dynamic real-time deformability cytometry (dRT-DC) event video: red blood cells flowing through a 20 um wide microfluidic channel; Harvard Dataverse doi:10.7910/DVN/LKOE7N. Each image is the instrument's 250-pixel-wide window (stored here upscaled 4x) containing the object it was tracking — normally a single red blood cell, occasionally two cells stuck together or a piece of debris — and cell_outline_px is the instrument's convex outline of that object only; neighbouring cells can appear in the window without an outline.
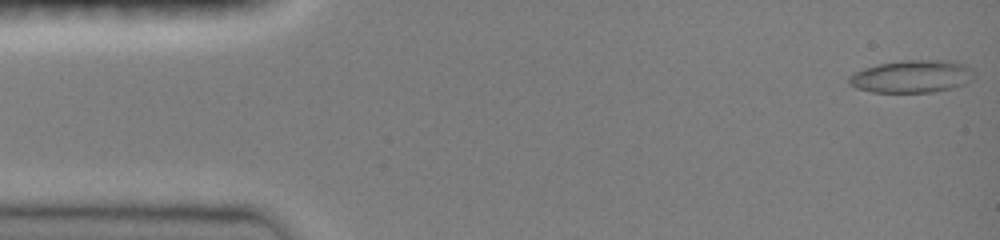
{"species": "common noctule bat (a hibernating species)", "species_latin": "Nyctalus noctula", "temperature_condition": "room temperature", "stored_images_in_passage": 47, "camera_frame_rate_fps": 3000, "um_per_image_px": 0.085, "animal": {"sex": "female", "body_mass_g": 19.0, "forearm_length_mm": 51.5}, "frame": {"image": 1, "passage_image": 1, "time_ms": 0.0, "image_size_px": [1000, 240], "cell_outline_px": [[976, 76], [972, 80], [964, 84], [952, 88], [932, 92], [872, 92], [856, 88], [848, 84], [848, 76], [864, 68], [880, 64], [900, 60], [956, 60], [968, 64], [976, 72]], "centroid_in_image_um": [77.59, 6.48], "position_along_channel_um": 7.4, "area_um2": 24.22}}
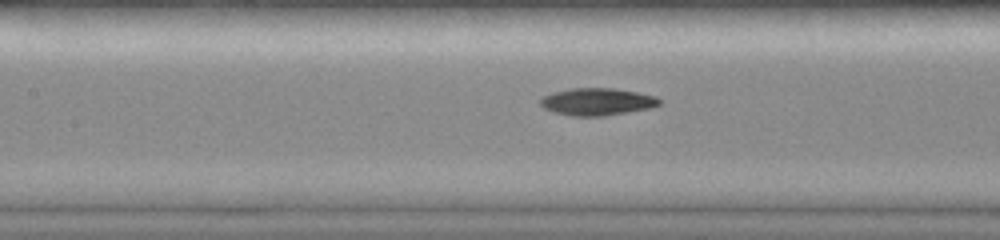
{"frame": {"image": 2, "passage_image": 21, "time_ms": 6.667, "image_size_px": [1000, 240], "cell_outline_px": [[660, 104], [652, 108], [604, 116], [572, 116], [556, 112], [544, 108], [540, 104], [540, 100], [544, 96], [552, 92], [572, 88], [612, 88], [636, 92], [656, 96], [660, 100]], "centroid_in_image_um": [50.77, 8.64], "position_along_channel_um": 156.6, "area_um2": 18.84}}
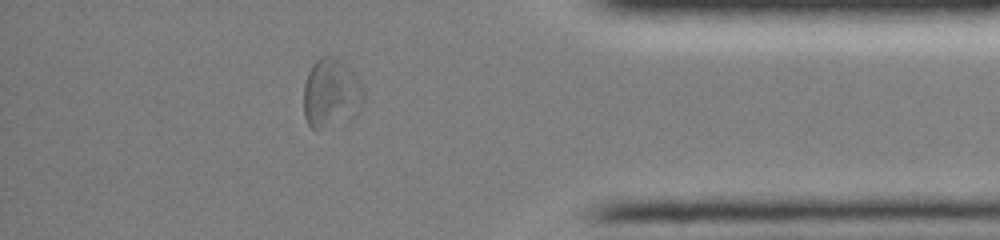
{"frame": {"image": 3, "passage_image": 41, "time_ms": 13.333, "image_size_px": [1000, 240], "cell_outline_px": [[364, 100], [360, 108], [356, 112], [320, 132], [316, 132], [308, 124], [304, 116], [304, 84], [308, 72], [312, 64], [320, 56], [332, 56], [340, 60], [360, 80], [364, 92]], "centroid_in_image_um": [28.11, 7.93], "position_along_channel_um": 407.1, "area_um2": 24.1}, "authors_computed_cell_mechanics": {"area_um2": 19.3052, "velocity_mm_per_s": 3.9989, "shape_relaxation_time_tau1_ms": 5.6138, "shape_relaxation_time_tau2_ms": 8.8327, "deformation_change_tau1": 0.1547, "deformation_change_tau2": 0.1776}}